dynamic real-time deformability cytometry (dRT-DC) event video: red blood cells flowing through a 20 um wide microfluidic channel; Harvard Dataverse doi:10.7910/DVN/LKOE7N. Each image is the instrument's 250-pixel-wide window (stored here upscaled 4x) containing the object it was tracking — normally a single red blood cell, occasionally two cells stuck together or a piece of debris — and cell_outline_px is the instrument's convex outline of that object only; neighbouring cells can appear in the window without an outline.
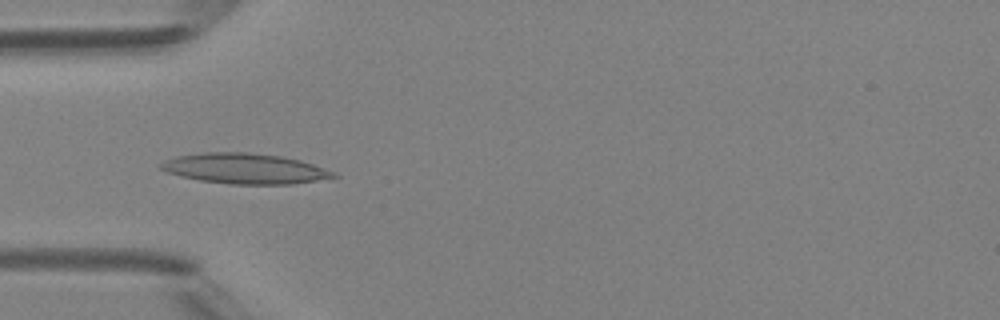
{"species": "Egyptian fruit bat (a non-hibernating species)", "species_latin": "Rousettus aegyptiacus", "temperature_condition": "room temperature", "stored_images_in_passage": 4, "camera_frame_rate_fps": 3000, "um_per_image_px": 0.085, "animal": {"sex": "female"}, "frame": {"image": 1, "passage_image": 3, "time_ms": 2.333, "image_size_px": [1000, 320], "cell_outline_px": [[340, 176], [292, 184], [228, 184], [200, 180], [180, 176], [168, 172], [160, 168], [160, 164], [164, 160], [176, 156], [204, 152], [248, 152], [284, 156], [300, 160], [336, 172]], "centroid_in_image_um": [20.81, 14.32], "position_along_channel_um": 64.2, "area_um2": 30.58}}
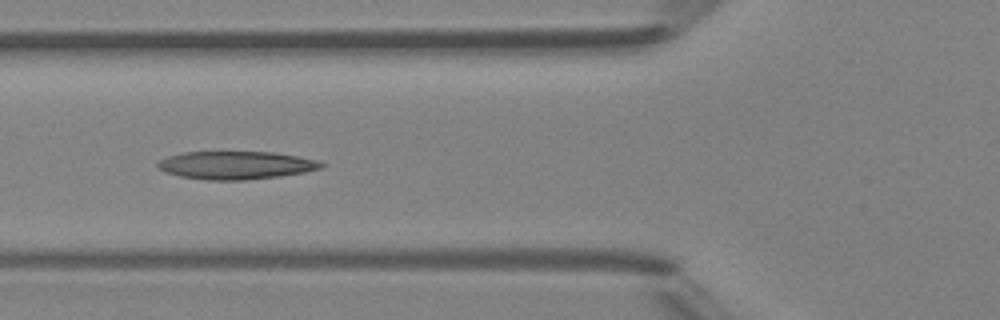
{"frame": {"image": 2, "passage_image": 4, "time_ms": 3.333, "image_size_px": [1000, 320], "cell_outline_px": [[328, 164], [324, 168], [304, 172], [280, 176], [244, 180], [208, 180], [180, 176], [164, 172], [156, 168], [156, 164], [160, 160], [168, 156], [184, 152], [272, 152], [320, 160]], "centroid_in_image_um": [20.08, 14.04], "position_along_channel_um": 105.7, "area_um2": 26.88}}